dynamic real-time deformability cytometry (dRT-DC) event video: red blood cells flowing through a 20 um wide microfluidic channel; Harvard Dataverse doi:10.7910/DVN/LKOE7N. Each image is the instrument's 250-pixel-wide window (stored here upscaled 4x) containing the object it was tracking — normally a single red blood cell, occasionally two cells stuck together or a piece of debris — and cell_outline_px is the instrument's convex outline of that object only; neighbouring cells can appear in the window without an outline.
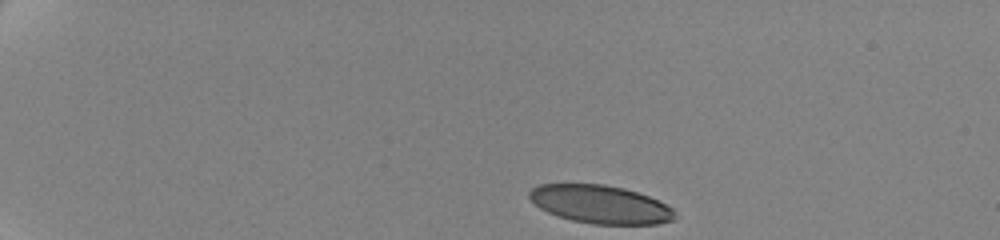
{"species": "human", "species_latin": "Homo sapiens", "temperature_condition": "cold", "stored_images_in_passage": 9, "camera_frame_rate_fps": 3000, "um_per_image_px": 0.085, "donor": {"sex": "female"}, "frame": {"image": 1, "passage_image": 1, "time_ms": 0.0, "image_size_px": [1000, 240], "cell_outline_px": [[680, 216], [676, 220], [656, 224], [592, 224], [572, 220], [556, 216], [540, 208], [528, 196], [528, 192], [532, 188], [540, 184], [604, 184], [624, 188], [648, 196], [672, 208]], "centroid_in_image_um": [51.06, 17.38], "position_along_channel_um": 33.9, "area_um2": 32.48}}
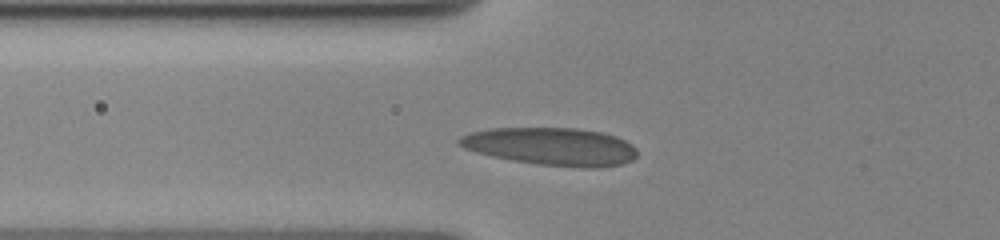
{"frame": {"image": 2, "passage_image": 7, "time_ms": 4.0, "image_size_px": [1000, 240], "cell_outline_px": [[636, 156], [632, 160], [624, 164], [596, 168], [580, 168], [540, 164], [512, 160], [492, 156], [476, 152], [464, 148], [456, 144], [456, 140], [460, 136], [468, 132], [492, 128], [576, 128], [600, 132], [616, 136], [632, 144], [636, 148]], "centroid_in_image_um": [46.84, 12.45], "position_along_channel_um": 79.0, "area_um2": 39.36}}
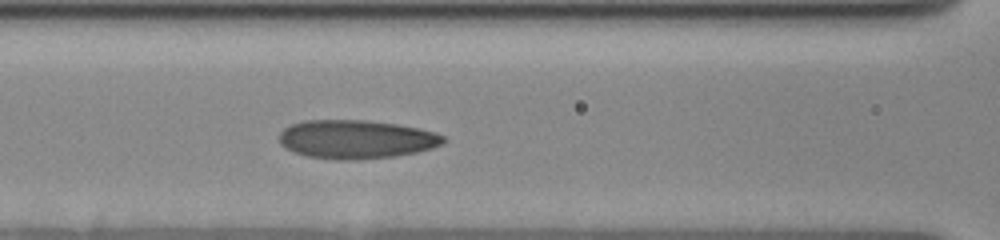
{"frame": {"image": 3, "passage_image": 9, "time_ms": 5.667, "image_size_px": [1000, 240], "cell_outline_px": [[444, 140], [440, 144], [432, 148], [416, 152], [396, 156], [352, 160], [336, 160], [308, 156], [292, 152], [284, 148], [280, 144], [280, 132], [284, 128], [292, 124], [304, 120], [368, 120], [396, 124], [420, 128], [436, 132], [444, 136]], "centroid_in_image_um": [30.25, 11.84], "position_along_channel_um": 136.4, "area_um2": 37.11}}